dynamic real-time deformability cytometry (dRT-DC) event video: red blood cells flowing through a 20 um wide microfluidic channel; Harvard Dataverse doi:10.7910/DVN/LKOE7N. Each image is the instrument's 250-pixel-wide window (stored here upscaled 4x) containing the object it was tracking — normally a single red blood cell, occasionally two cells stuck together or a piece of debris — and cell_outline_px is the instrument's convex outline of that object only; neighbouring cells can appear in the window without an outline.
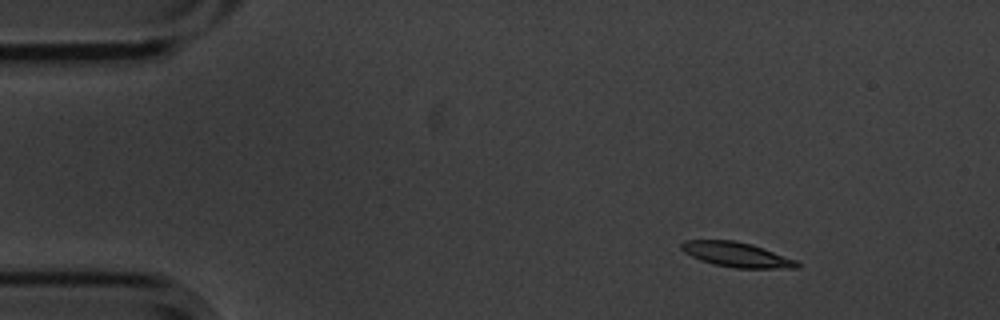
{"species": "common noctule bat (a hibernating species)", "species_latin": "Nyctalus noctula", "temperature_condition": "cold", "stored_images_in_passage": 4, "camera_frame_rate_fps": 3000, "um_per_image_px": 0.085, "animal": {"sex": "male", "body_mass_g": 20.1, "forearm_length_mm": 53.5}, "frame": {"image": 1, "passage_image": 1, "time_ms": 0.0, "image_size_px": [1000, 320], "cell_outline_px": [[800, 268], [736, 268], [716, 264], [700, 260], [684, 252], [680, 248], [680, 244], [684, 240], [736, 240], [752, 244], [796, 260], [800, 264]], "centroid_in_image_um": [62.61, 21.63], "position_along_channel_um": 22.4, "area_um2": 16.65}}
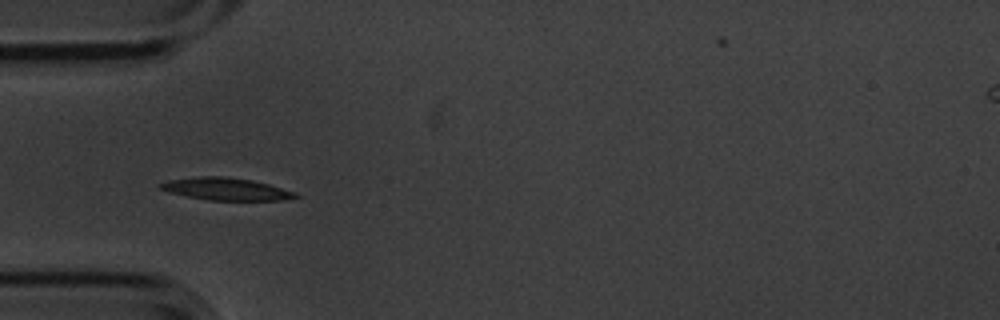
{"frame": {"image": 2, "passage_image": 4, "time_ms": 1.0, "image_size_px": [1000, 320], "cell_outline_px": [[300, 196], [280, 200], [208, 200], [168, 192], [156, 188], [156, 184], [168, 180], [200, 176], [220, 176], [252, 180], [268, 184], [296, 192]], "centroid_in_image_um": [19.14, 16.06], "position_along_channel_um": 65.9, "area_um2": 17.57}}